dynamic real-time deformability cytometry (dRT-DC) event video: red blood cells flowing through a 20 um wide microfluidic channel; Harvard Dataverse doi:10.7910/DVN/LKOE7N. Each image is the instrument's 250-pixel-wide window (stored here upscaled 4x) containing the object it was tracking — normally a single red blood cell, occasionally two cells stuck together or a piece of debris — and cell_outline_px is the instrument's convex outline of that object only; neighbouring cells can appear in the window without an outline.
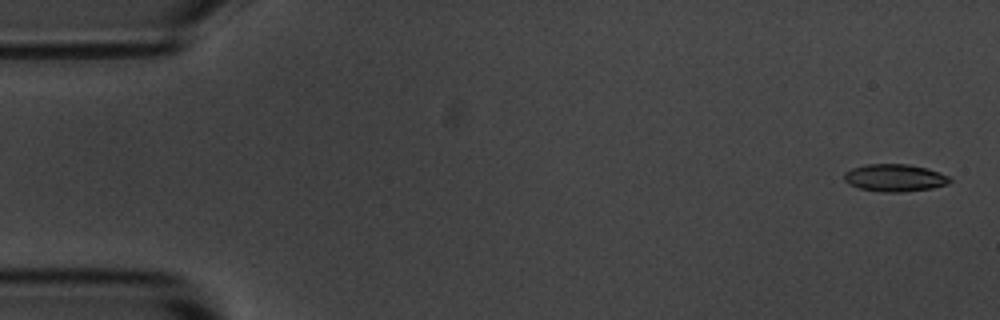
{"species": "common noctule bat (a hibernating species)", "species_latin": "Nyctalus noctula", "temperature_condition": "room temperature", "stored_images_in_passage": 5, "camera_frame_rate_fps": 3000, "um_per_image_px": 0.085, "animal": {"sex": "male", "body_mass_g": 20.1, "forearm_length_mm": 53.5}, "frame": {"image": 1, "passage_image": 1, "time_ms": 0.0, "image_size_px": [1000, 320], "cell_outline_px": [[952, 180], [948, 184], [932, 188], [900, 192], [884, 192], [860, 188], [848, 184], [844, 180], [844, 172], [852, 168], [864, 164], [908, 164], [928, 168], [940, 172], [948, 176]], "centroid_in_image_um": [76.05, 15.1], "position_along_channel_um": 8.9, "area_um2": 16.94}}